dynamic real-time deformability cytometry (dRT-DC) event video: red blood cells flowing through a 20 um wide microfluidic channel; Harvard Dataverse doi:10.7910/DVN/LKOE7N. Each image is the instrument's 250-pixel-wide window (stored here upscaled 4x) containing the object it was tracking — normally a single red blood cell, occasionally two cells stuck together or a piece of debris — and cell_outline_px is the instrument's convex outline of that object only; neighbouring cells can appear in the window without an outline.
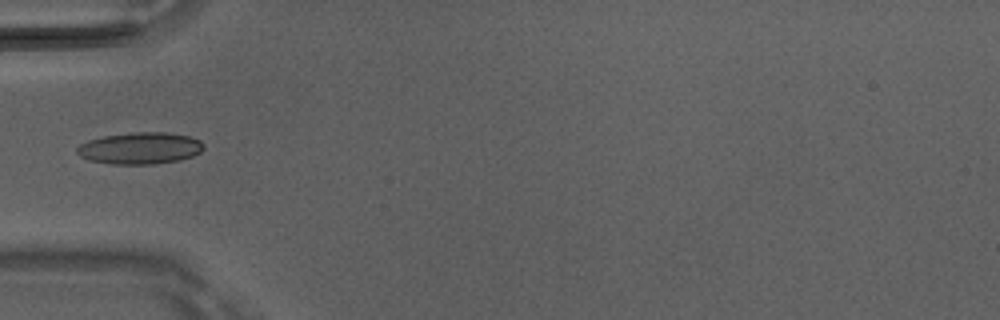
{"species": "Egyptian fruit bat (a non-hibernating species)", "species_latin": "Rousettus aegyptiacus", "temperature_condition": "room temperature", "stored_images_in_passage": 5, "camera_frame_rate_fps": 3000, "um_per_image_px": 0.085, "animal": {"sex": "male"}, "frame": {"image": 1, "passage_image": 5, "time_ms": 1.333, "image_size_px": [1000, 320], "cell_outline_px": [[204, 148], [200, 152], [192, 156], [180, 160], [152, 164], [112, 164], [88, 160], [80, 156], [76, 152], [76, 148], [80, 144], [88, 140], [104, 136], [132, 132], [168, 132], [188, 136], [200, 140], [204, 144]], "centroid_in_image_um": [11.9, 12.59], "position_along_channel_um": 73.1, "area_um2": 23.52}}